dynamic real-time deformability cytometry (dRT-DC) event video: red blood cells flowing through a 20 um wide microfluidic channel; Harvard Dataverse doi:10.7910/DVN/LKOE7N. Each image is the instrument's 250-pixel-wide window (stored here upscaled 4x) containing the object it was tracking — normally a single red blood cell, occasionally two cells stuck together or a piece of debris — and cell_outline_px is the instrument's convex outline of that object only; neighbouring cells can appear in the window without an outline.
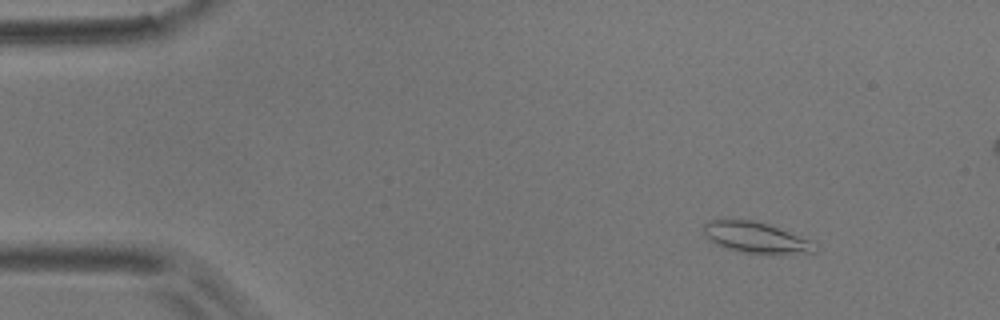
{"species": "common noctule bat (a hibernating species)", "species_latin": "Nyctalus noctula", "temperature_condition": "room temperature", "stored_images_in_passage": 6, "camera_frame_rate_fps": 3000, "um_per_image_px": 0.085, "animal": {"sex": "male", "body_mass_g": 17.9}, "frame": {"image": 1, "passage_image": 2, "time_ms": 1.333, "image_size_px": [1000, 320], "cell_outline_px": [[816, 252], [740, 252], [716, 244], [704, 236], [704, 224], [708, 220], [752, 220], [768, 224], [808, 240]], "centroid_in_image_um": [64.1, 20.15], "position_along_channel_um": 20.9, "area_um2": 18.9}}